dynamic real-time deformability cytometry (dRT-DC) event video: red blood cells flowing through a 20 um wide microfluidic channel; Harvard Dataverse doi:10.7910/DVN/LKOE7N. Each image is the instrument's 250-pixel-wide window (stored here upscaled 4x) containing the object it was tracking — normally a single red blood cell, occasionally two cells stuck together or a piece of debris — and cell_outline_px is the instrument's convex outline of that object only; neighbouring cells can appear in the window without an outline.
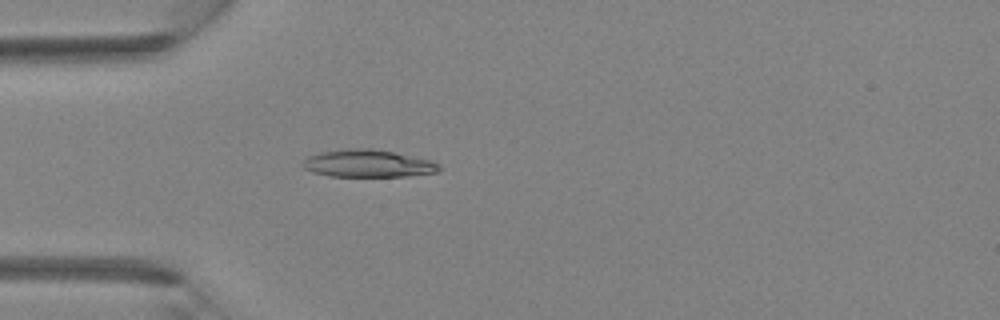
{"species": "Egyptian fruit bat (a non-hibernating species)", "species_latin": "Rousettus aegyptiacus", "temperature_condition": "room temperature", "stored_images_in_passage": 3, "camera_frame_rate_fps": 3000, "um_per_image_px": 0.085, "animal": {"sex": "female"}, "frame": {"image": 1, "passage_image": 3, "time_ms": 2.333, "image_size_px": [1000, 320], "cell_outline_px": [[440, 168], [436, 172], [408, 176], [328, 176], [312, 172], [304, 168], [300, 164], [308, 156], [320, 152], [352, 148], [368, 148], [392, 152], [428, 160], [440, 164]], "centroid_in_image_um": [31.21, 13.9], "position_along_channel_um": 53.8, "area_um2": 21.56}}